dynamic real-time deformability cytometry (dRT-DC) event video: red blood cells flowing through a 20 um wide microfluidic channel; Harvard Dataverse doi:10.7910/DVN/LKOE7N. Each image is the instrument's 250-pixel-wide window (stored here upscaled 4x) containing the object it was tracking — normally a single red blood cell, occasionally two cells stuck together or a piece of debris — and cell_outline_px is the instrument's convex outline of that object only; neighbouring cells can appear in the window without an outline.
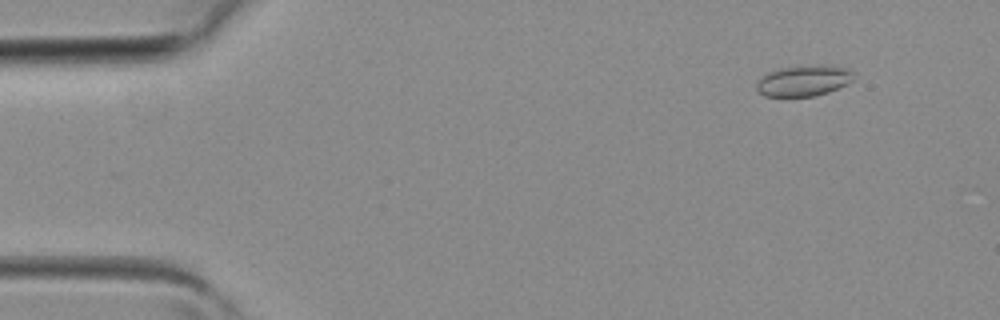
{"species": "common noctule bat (a hibernating species)", "species_latin": "Nyctalus noctula", "temperature_condition": "room temperature", "stored_images_in_passage": 4, "camera_frame_rate_fps": 3000, "um_per_image_px": 0.085, "animal": {"sex": "female", "body_mass_g": 19.3, "forearm_length_mm": 54.1}, "frame": {"image": 1, "passage_image": 1, "time_ms": 0.0, "image_size_px": [1000, 320], "cell_outline_px": [[856, 72], [852, 80], [828, 92], [816, 96], [764, 96], [756, 92], [756, 84], [768, 72], [780, 68], [848, 68]], "centroid_in_image_um": [68.26, 6.92], "position_along_channel_um": 16.7, "area_um2": 16.47}}